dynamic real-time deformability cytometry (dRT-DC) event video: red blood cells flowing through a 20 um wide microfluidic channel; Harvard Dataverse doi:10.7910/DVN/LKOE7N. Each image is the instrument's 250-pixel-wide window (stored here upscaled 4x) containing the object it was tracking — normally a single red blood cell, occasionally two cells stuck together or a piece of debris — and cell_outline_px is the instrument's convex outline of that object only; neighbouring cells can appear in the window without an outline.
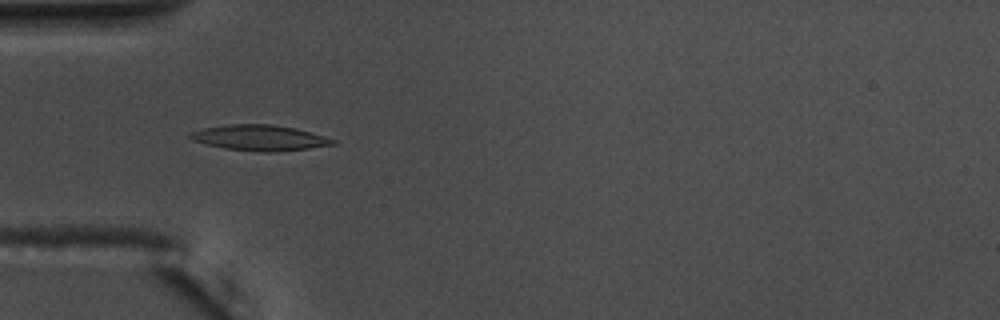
{"species": "common noctule bat (a hibernating species)", "species_latin": "Nyctalus noctula", "temperature_condition": "warm", "stored_images_in_passage": 47, "camera_frame_rate_fps": 3000, "um_per_image_px": 0.085, "animal": {"sex": "male", "body_mass_g": 17.5, "forearm_length_mm": 52.3}, "frame": {"image": 1, "passage_image": 9, "time_ms": 2.667, "image_size_px": [1000, 320], "cell_outline_px": [[340, 144], [276, 152], [264, 152], [224, 148], [192, 140], [188, 136], [192, 132], [204, 128], [228, 124], [272, 124], [296, 128], [324, 136], [336, 140]], "centroid_in_image_um": [22.13, 11.71], "position_along_channel_um": 62.9, "area_um2": 21.21}}
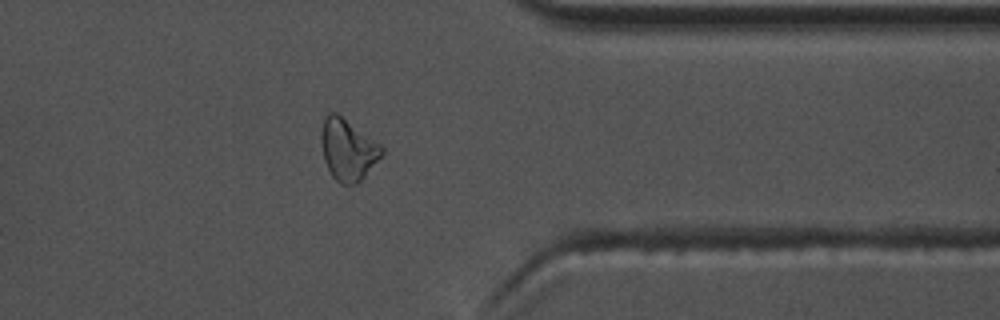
{"frame": {"image": 2, "passage_image": 36, "time_ms": 11.667, "image_size_px": [1000, 320], "cell_outline_px": [[384, 152], [364, 176], [356, 184], [340, 184], [332, 176], [324, 160], [320, 140], [320, 132], [324, 116], [332, 112], [336, 112], [380, 144], [384, 148]], "centroid_in_image_um": [29.53, 12.7], "position_along_channel_um": 381.9, "area_um2": 21.5}}
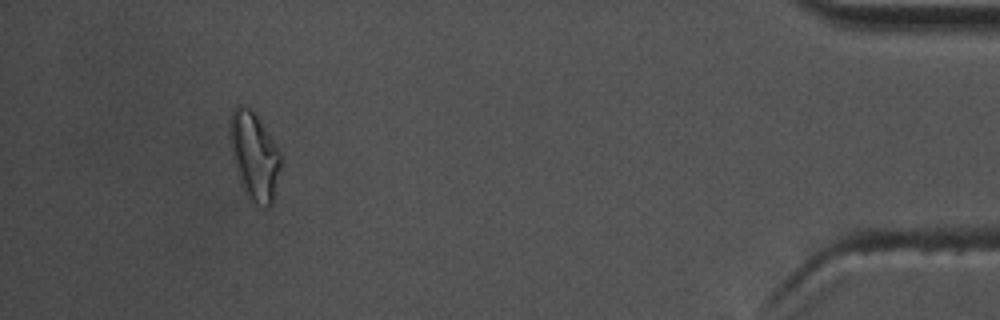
{"frame": {"image": 3, "passage_image": 43, "time_ms": 14.0, "image_size_px": [1000, 320], "cell_outline_px": [[280, 168], [272, 204], [268, 208], [248, 200], [244, 192], [232, 156], [228, 136], [228, 120], [232, 108], [236, 104], [240, 104], [248, 108], [256, 116], [280, 152]], "centroid_in_image_um": [21.56, 13.24], "position_along_channel_um": 413.6, "area_um2": 25.95}, "authors_computed_cell_mechanics": {"area_um2": 19.9988, "velocity_mm_per_s": 3.6712, "shape_relaxation_time_tau1_ms": 8.3808, "shape_relaxation_time_tau2_ms": 6.8982, "deformation_change_tau1": 0.2044, "deformation_change_tau2": 0.1757}}